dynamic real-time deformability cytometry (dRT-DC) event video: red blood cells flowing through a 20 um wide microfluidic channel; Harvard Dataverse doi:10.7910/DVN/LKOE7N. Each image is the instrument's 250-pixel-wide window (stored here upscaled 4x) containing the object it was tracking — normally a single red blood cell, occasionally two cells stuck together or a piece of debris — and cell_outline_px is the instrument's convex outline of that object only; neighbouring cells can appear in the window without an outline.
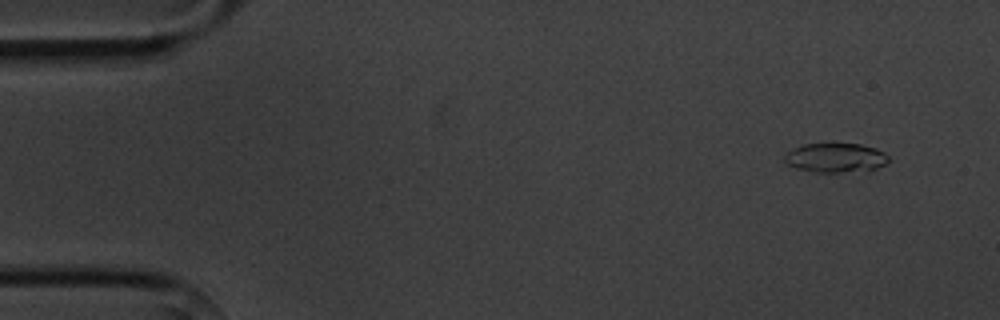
{"species": "common noctule bat (a hibernating species)", "species_latin": "Nyctalus noctula", "temperature_condition": "cold", "stored_images_in_passage": 5, "camera_frame_rate_fps": 3000, "um_per_image_px": 0.085, "animal": {"sex": "male", "body_mass_g": 20.1, "forearm_length_mm": 53.5}, "frame": {"image": 1, "passage_image": 1, "time_ms": 0.0, "image_size_px": [1000, 320], "cell_outline_px": [[888, 160], [884, 164], [868, 172], [812, 172], [796, 168], [788, 164], [784, 160], [784, 156], [788, 152], [804, 144], [860, 144], [876, 148], [884, 152], [888, 156]], "centroid_in_image_um": [71.06, 13.43], "position_along_channel_um": 13.9, "area_um2": 17.8}}
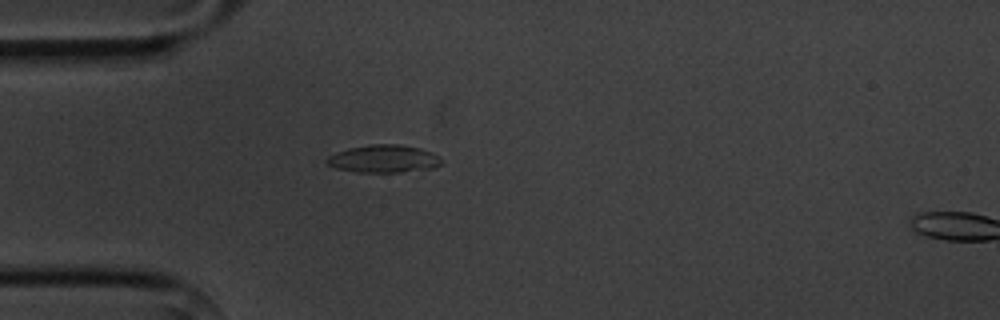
{"frame": {"image": 2, "passage_image": 4, "time_ms": 3.667, "image_size_px": [1000, 320], "cell_outline_px": [[444, 164], [436, 168], [400, 172], [356, 172], [336, 168], [324, 164], [324, 160], [328, 156], [348, 148], [372, 144], [400, 144], [420, 148], [432, 152], [444, 160]], "centroid_in_image_um": [32.64, 13.5], "position_along_channel_um": 52.4, "area_um2": 18.84}}